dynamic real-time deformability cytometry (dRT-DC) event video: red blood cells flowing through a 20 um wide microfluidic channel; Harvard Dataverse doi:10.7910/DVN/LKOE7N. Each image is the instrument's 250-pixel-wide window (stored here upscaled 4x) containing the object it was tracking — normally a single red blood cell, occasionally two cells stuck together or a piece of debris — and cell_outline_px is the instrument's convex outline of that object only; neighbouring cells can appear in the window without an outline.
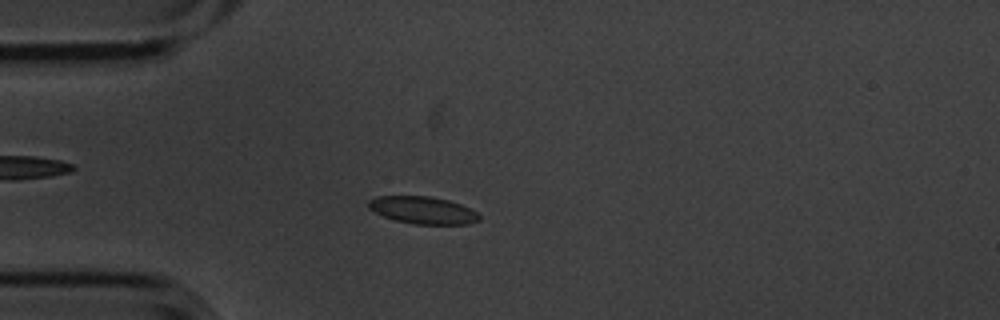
{"species": "common noctule bat (a hibernating species)", "species_latin": "Nyctalus noctula", "temperature_condition": "cold", "stored_images_in_passage": 5, "camera_frame_rate_fps": 3000, "um_per_image_px": 0.085, "animal": {"sex": "male", "body_mass_g": 20.1, "forearm_length_mm": 53.5}, "frame": {"image": 1, "passage_image": 5, "time_ms": 1.333, "image_size_px": [1000, 320], "cell_outline_px": [[480, 220], [468, 224], [416, 224], [396, 220], [384, 216], [368, 208], [368, 200], [376, 196], [428, 196], [448, 200], [460, 204], [476, 212], [480, 216]], "centroid_in_image_um": [35.93, 17.86], "position_along_channel_um": 49.1, "area_um2": 17.46}}